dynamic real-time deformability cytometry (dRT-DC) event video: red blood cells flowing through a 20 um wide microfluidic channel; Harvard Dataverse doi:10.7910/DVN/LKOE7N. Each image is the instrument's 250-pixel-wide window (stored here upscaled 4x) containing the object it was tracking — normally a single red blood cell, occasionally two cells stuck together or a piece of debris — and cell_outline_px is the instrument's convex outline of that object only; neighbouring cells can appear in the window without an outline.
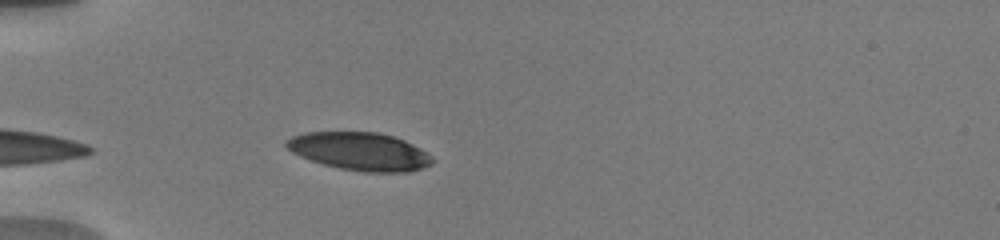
{"species": "human", "species_latin": "Homo sapiens", "temperature_condition": "warm", "stored_images_in_passage": 13, "camera_frame_rate_fps": 3000, "um_per_image_px": 0.085, "donor": {"sex": "male"}, "frame": {"image": 1, "passage_image": 2, "time_ms": 0.333, "image_size_px": [1000, 240], "cell_outline_px": [[436, 160], [432, 164], [424, 168], [408, 172], [364, 172], [340, 168], [324, 164], [300, 156], [292, 152], [284, 144], [284, 140], [292, 136], [304, 132], [380, 132], [404, 140], [412, 144], [432, 156]], "centroid_in_image_um": [30.6, 12.86], "position_along_channel_um": 54.4, "area_um2": 32.37}}
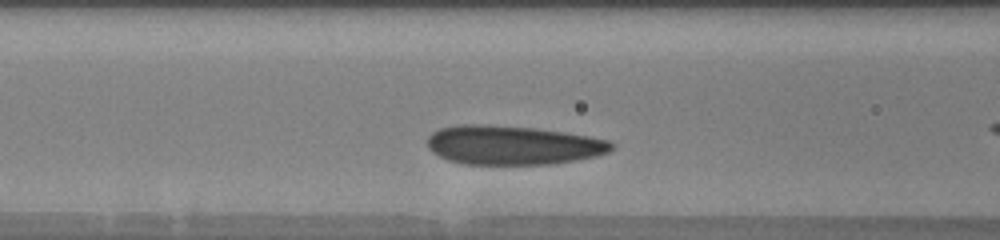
{"frame": {"image": 2, "passage_image": 5, "time_ms": 1.333, "image_size_px": [1000, 240], "cell_outline_px": [[616, 144], [608, 152], [596, 156], [576, 160], [552, 164], [464, 164], [448, 160], [432, 152], [428, 148], [428, 136], [432, 132], [440, 128], [460, 124], [484, 124], [536, 128], [564, 132], [588, 136], [608, 140]], "centroid_in_image_um": [43.57, 12.33], "position_along_channel_um": 123.0, "area_um2": 42.08}}
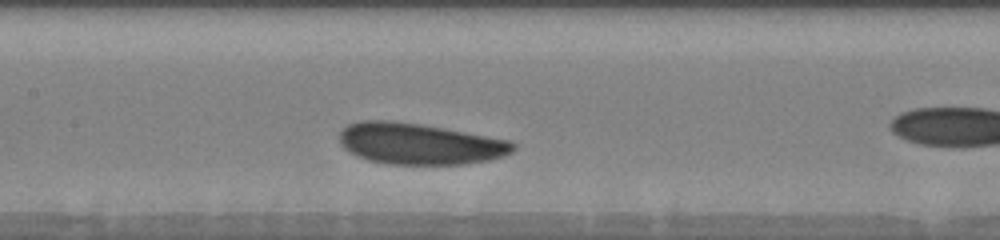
{"frame": {"image": 3, "passage_image": 11, "time_ms": 2.667, "image_size_px": [1000, 240], "cell_outline_px": [[516, 148], [512, 152], [504, 156], [488, 160], [464, 164], [388, 164], [368, 160], [356, 156], [344, 148], [340, 144], [340, 132], [348, 124], [364, 120], [388, 120], [420, 124], [512, 140], [516, 144]], "centroid_in_image_um": [35.68, 12.22], "position_along_channel_um": 171.7, "area_um2": 41.79}}